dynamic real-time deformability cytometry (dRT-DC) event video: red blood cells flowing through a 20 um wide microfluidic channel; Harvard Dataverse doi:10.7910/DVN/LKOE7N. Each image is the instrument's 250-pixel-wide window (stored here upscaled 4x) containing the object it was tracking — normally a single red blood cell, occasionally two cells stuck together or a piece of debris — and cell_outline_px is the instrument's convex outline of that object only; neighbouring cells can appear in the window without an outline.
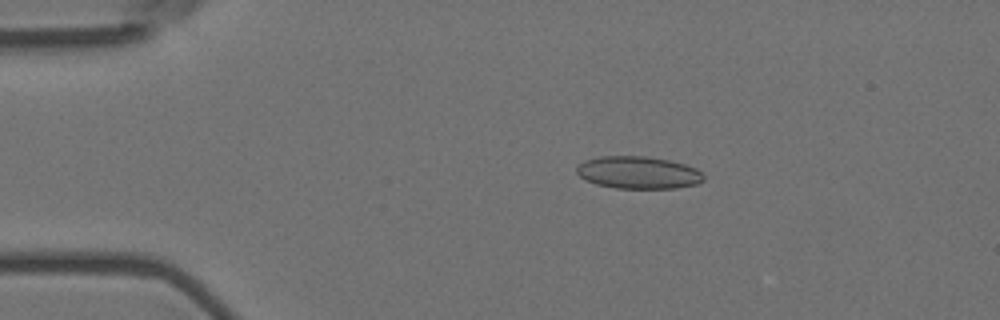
{"species": "Egyptian fruit bat (a non-hibernating species)", "species_latin": "Rousettus aegyptiacus", "temperature_condition": "room temperature", "stored_images_in_passage": 4, "camera_frame_rate_fps": 3000, "um_per_image_px": 0.085, "animal": {"sex": "female"}, "frame": {"image": 1, "passage_image": 3, "time_ms": 0.667, "image_size_px": [1000, 320], "cell_outline_px": [[704, 180], [696, 184], [676, 188], [616, 188], [596, 184], [584, 180], [576, 172], [576, 168], [584, 160], [600, 156], [644, 156], [668, 160], [684, 164], [696, 168], [704, 176]], "centroid_in_image_um": [54.23, 14.67], "position_along_channel_um": 30.8, "area_um2": 23.93}}